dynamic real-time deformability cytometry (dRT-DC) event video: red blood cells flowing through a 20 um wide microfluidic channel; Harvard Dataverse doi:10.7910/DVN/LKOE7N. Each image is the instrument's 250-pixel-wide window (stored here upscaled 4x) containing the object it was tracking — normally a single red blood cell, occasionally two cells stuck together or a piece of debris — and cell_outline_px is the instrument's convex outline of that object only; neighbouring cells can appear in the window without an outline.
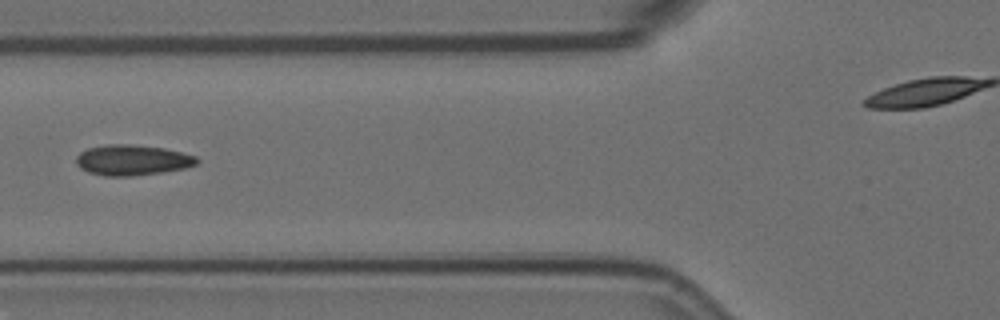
{"species": "Egyptian fruit bat (a non-hibernating species)", "species_latin": "Rousettus aegyptiacus", "temperature_condition": "room temperature", "stored_images_in_passage": 9, "camera_frame_rate_fps": 3000, "um_per_image_px": 0.085, "animal": {"sex": "female"}, "frame": {"image": 1, "passage_image": 3, "time_ms": 0.667, "image_size_px": [1000, 320], "cell_outline_px": [[200, 160], [196, 164], [184, 168], [160, 172], [132, 176], [104, 176], [88, 172], [80, 168], [76, 164], [76, 156], [80, 152], [88, 148], [104, 144], [128, 144], [164, 148], [196, 156]], "centroid_in_image_um": [11.2, 13.6], "position_along_channel_um": 114.6, "area_um2": 21.44}}
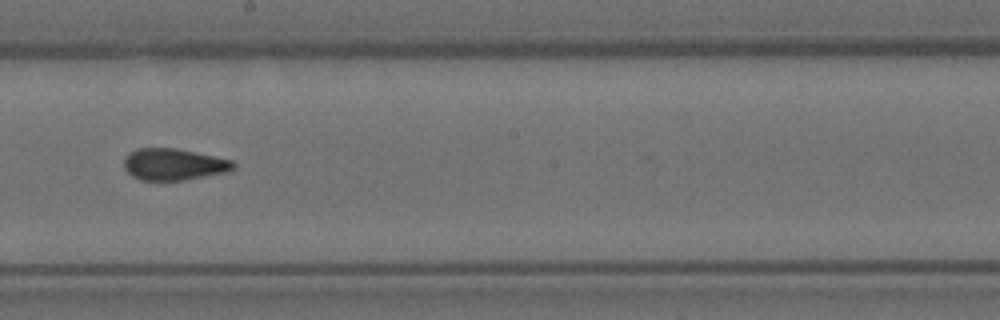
{"frame": {"image": 2, "passage_image": 6, "time_ms": 1.667, "image_size_px": [1000, 320], "cell_outline_px": [[236, 168], [228, 172], [184, 180], [140, 180], [132, 176], [124, 168], [124, 156], [128, 152], [136, 148], [176, 148], [232, 160], [236, 164]], "centroid_in_image_um": [14.75, 13.97], "position_along_channel_um": 233.4, "area_um2": 20.35}}
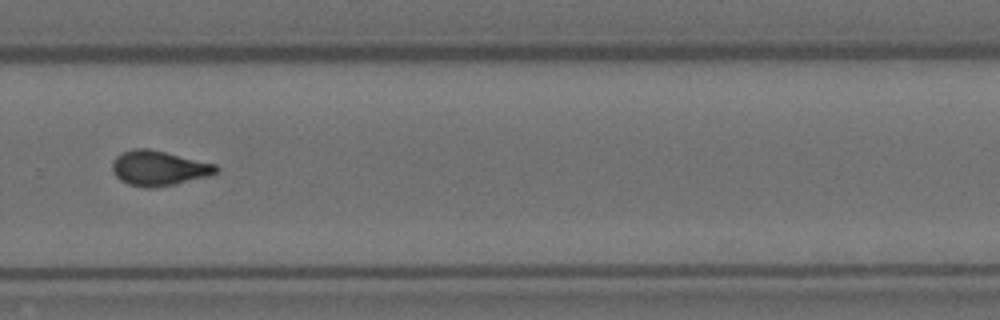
{"frame": {"image": 3, "passage_image": 8, "time_ms": 2.333, "image_size_px": [1000, 320], "cell_outline_px": [[220, 168], [216, 172], [208, 176], [176, 184], [152, 188], [144, 188], [128, 184], [120, 180], [116, 176], [112, 168], [112, 160], [116, 156], [132, 148], [148, 148], [216, 164]], "centroid_in_image_um": [13.48, 14.3], "position_along_channel_um": 316.3, "area_um2": 21.15}}